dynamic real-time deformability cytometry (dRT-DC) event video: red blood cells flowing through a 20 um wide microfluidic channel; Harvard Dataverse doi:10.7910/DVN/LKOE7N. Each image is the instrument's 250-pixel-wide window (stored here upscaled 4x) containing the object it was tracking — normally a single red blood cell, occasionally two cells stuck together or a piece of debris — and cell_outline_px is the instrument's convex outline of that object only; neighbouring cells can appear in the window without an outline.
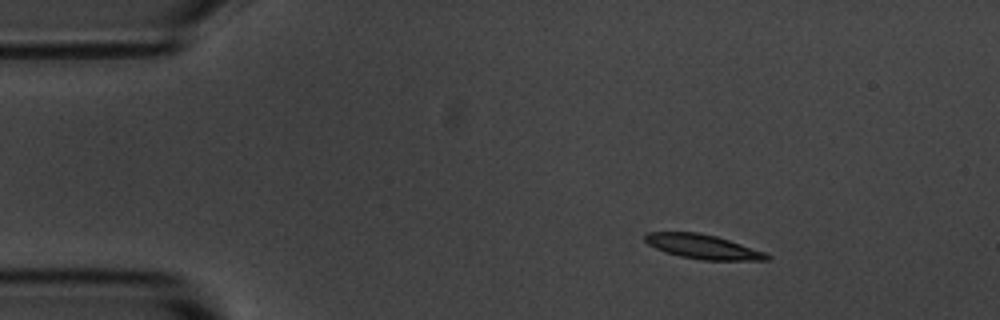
{"species": "common noctule bat (a hibernating species)", "species_latin": "Nyctalus noctula", "temperature_condition": "room temperature", "stored_images_in_passage": 3, "camera_frame_rate_fps": 3000, "um_per_image_px": 0.085, "animal": {"sex": "male", "body_mass_g": 20.1, "forearm_length_mm": 53.5}, "frame": {"image": 1, "passage_image": 1, "time_ms": 0.0, "image_size_px": [1000, 320], "cell_outline_px": [[772, 256], [768, 260], [704, 260], [680, 256], [664, 252], [648, 244], [644, 240], [644, 236], [648, 232], [700, 232], [716, 236], [764, 252]], "centroid_in_image_um": [59.71, 20.96], "position_along_channel_um": 25.3, "area_um2": 17.17}}